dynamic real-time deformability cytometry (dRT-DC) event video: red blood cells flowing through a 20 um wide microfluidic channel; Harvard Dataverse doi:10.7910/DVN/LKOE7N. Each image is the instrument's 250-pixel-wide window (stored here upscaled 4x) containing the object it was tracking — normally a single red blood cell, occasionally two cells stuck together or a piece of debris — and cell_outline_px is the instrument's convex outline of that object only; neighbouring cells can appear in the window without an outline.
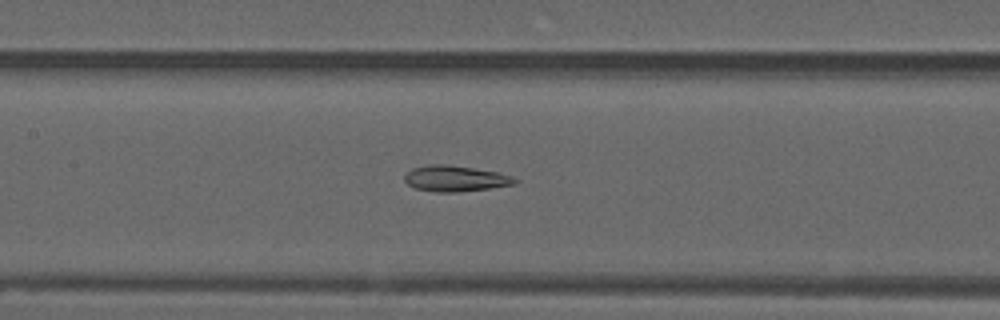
{"species": "common noctule bat (a hibernating species)", "species_latin": "Nyctalus noctula", "temperature_condition": "warm", "stored_images_in_passage": 26, "camera_frame_rate_fps": 3000, "um_per_image_px": 0.085, "animal": {"sex": "male", "forearm_length_mm": 52.5}, "frame": {"image": 1, "passage_image": 25, "time_ms": 8.0, "image_size_px": [1000, 320], "cell_outline_px": [[516, 184], [488, 188], [456, 192], [436, 192], [416, 188], [408, 184], [404, 180], [404, 176], [412, 168], [428, 164], [444, 164], [472, 168], [496, 172], [512, 176], [516, 180]], "centroid_in_image_um": [38.66, 15.17], "position_along_channel_um": 168.7, "area_um2": 16.36}}